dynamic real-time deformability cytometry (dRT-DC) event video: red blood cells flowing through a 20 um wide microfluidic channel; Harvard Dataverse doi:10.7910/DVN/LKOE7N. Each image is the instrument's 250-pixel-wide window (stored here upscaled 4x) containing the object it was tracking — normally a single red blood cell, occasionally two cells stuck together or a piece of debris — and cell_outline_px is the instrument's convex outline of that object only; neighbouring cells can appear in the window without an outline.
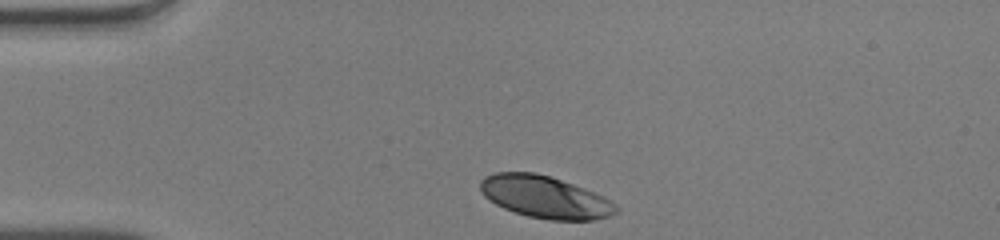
{"species": "human", "species_latin": "Homo sapiens", "temperature_condition": "warm", "stored_images_in_passage": 31, "camera_frame_rate_fps": 3000, "um_per_image_px": 0.085, "donor": {"sex": "male"}, "frame": {"image": 1, "passage_image": 1, "time_ms": 0.0, "image_size_px": [1000, 240], "cell_outline_px": [[620, 208], [616, 212], [608, 216], [592, 220], [548, 220], [528, 216], [504, 208], [496, 204], [484, 196], [480, 188], [480, 180], [484, 176], [496, 172], [536, 172], [572, 184], [604, 196], [616, 204]], "centroid_in_image_um": [46.31, 16.74], "position_along_channel_um": 38.7, "area_um2": 33.18}}
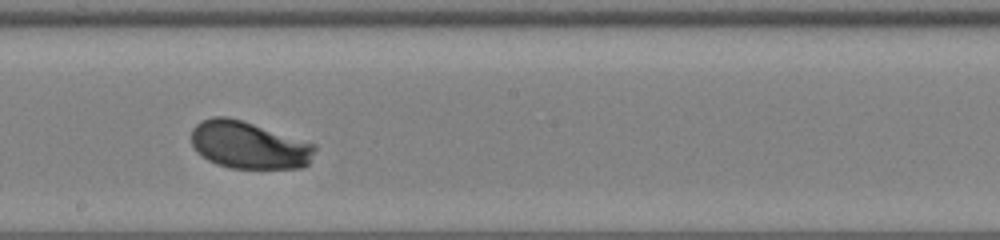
{"frame": {"image": 2, "passage_image": 18, "time_ms": 5.667, "image_size_px": [1000, 240], "cell_outline_px": [[316, 148], [308, 164], [304, 168], [232, 168], [216, 164], [208, 160], [192, 144], [192, 128], [200, 120], [212, 116], [228, 116], [316, 144]], "centroid_in_image_um": [21.15, 12.33], "position_along_channel_um": 227.0, "area_um2": 33.87}}
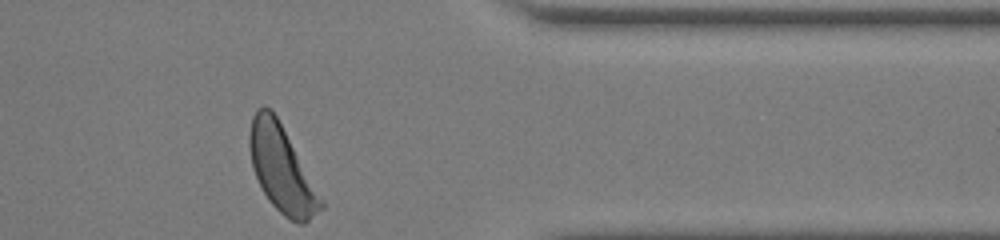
{"frame": {"image": 3, "passage_image": 31, "time_ms": 10.0, "image_size_px": [1000, 240], "cell_outline_px": [[324, 208], [304, 224], [300, 224], [288, 220], [268, 200], [256, 176], [252, 164], [248, 144], [248, 136], [252, 116], [256, 108], [264, 104], [276, 116], [324, 200]], "centroid_in_image_um": [23.94, 14.39], "position_along_channel_um": 387.5, "area_um2": 35.6}, "authors_computed_cell_mechanics": {"area_um2": 33.813, "velocity_mm_per_s": 4.0401, "shape_relaxation_time_tau1_ms": 0.9452, "shape_relaxation_time_tau2_ms": null, "deformation_change_tau1": 0.1071, "deformation_change_tau2": null}}